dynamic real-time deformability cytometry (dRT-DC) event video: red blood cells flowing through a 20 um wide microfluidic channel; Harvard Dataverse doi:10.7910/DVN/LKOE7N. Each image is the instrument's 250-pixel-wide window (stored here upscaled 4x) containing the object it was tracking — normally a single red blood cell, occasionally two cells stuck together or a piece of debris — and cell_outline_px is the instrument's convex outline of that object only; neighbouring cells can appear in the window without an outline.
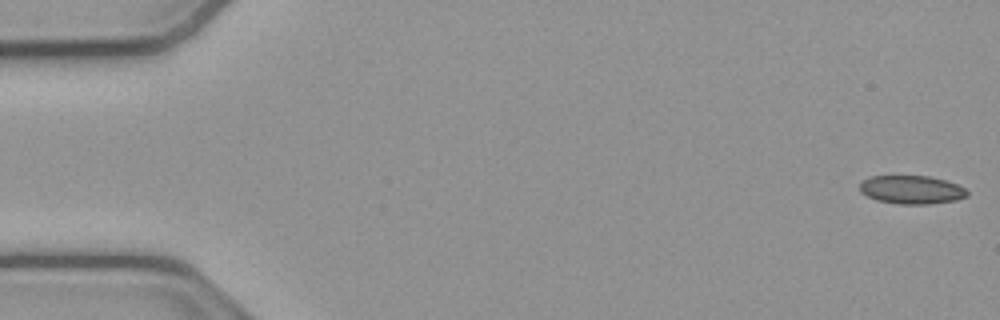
{"species": "common noctule bat (a hibernating species)", "species_latin": "Nyctalus noctula", "temperature_condition": "cold", "stored_images_in_passage": 13, "camera_frame_rate_fps": 3000, "um_per_image_px": 0.085, "animal": {"sex": "male", "body_mass_g": 23.1, "forearm_length_mm": 52.7}, "frame": {"image": 1, "passage_image": 1, "time_ms": 0.0, "image_size_px": [1000, 320], "cell_outline_px": [[968, 196], [956, 200], [928, 204], [900, 204], [876, 200], [860, 192], [860, 184], [864, 180], [872, 176], [928, 176], [944, 180], [956, 184], [964, 188], [968, 192]], "centroid_in_image_um": [77.49, 16.13], "position_along_channel_um": 7.5, "area_um2": 17.63}}
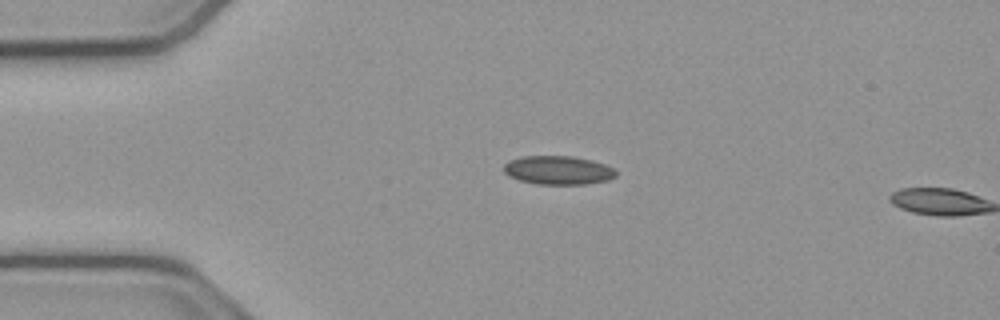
{"frame": {"image": 2, "passage_image": 12, "time_ms": 3.667, "image_size_px": [1000, 320], "cell_outline_px": [[616, 176], [608, 180], [588, 184], [536, 184], [520, 180], [508, 176], [504, 172], [504, 164], [508, 160], [520, 156], [572, 156], [592, 160], [604, 164], [612, 168], [616, 172]], "centroid_in_image_um": [47.41, 14.46], "position_along_channel_um": 37.6, "area_um2": 18.84}}